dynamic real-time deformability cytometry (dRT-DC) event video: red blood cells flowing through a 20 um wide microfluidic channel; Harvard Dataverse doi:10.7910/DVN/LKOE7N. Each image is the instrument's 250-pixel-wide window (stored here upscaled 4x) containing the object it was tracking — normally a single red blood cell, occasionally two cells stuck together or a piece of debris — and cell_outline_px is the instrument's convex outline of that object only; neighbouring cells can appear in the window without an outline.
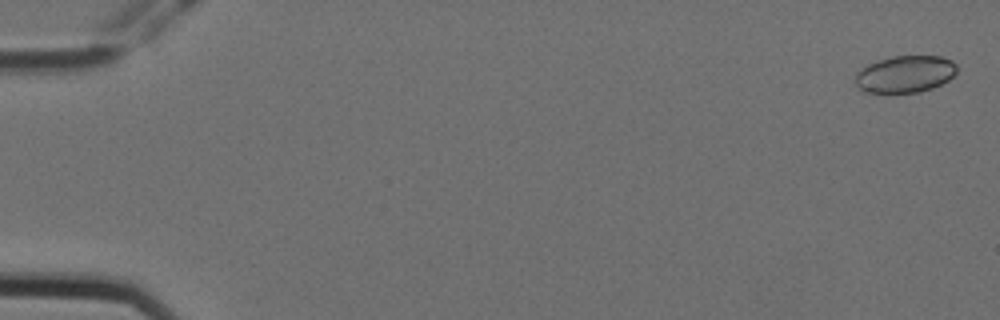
{"species": "Egyptian fruit bat (a non-hibernating species)", "species_latin": "Rousettus aegyptiacus", "temperature_condition": "cold", "stored_images_in_passage": 7, "camera_frame_rate_fps": 3000, "um_per_image_px": 0.085, "animal": {"sex": "female"}, "frame": {"image": 1, "passage_image": 1, "time_ms": 0.0, "image_size_px": [1000, 320], "cell_outline_px": [[956, 72], [948, 80], [932, 88], [920, 92], [864, 92], [856, 84], [856, 72], [868, 64], [892, 56], [940, 56], [952, 60], [956, 64]], "centroid_in_image_um": [76.94, 6.29], "position_along_channel_um": 8.1, "area_um2": 21.68}}
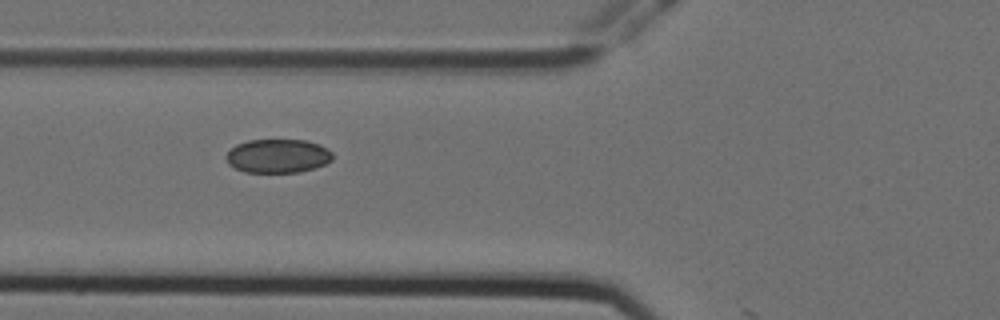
{"frame": {"image": 2, "passage_image": 6, "time_ms": 1.667, "image_size_px": [1000, 320], "cell_outline_px": [[332, 160], [324, 164], [300, 172], [244, 172], [228, 164], [224, 156], [236, 144], [248, 140], [304, 140], [320, 144], [328, 148], [332, 152]], "centroid_in_image_um": [23.6, 13.25], "position_along_channel_um": 102.2, "area_um2": 20.98}}
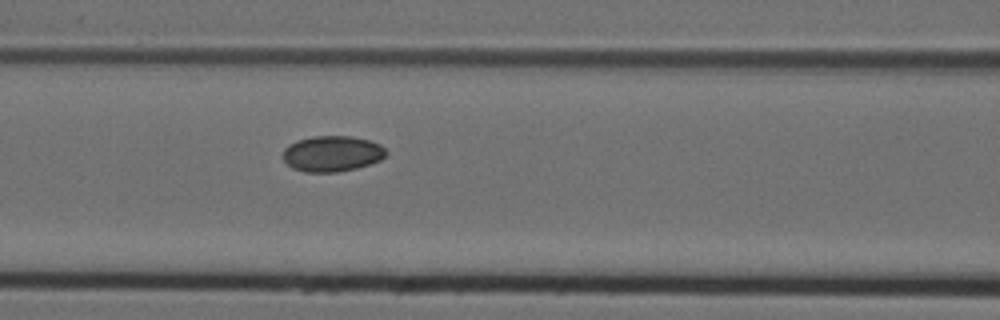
{"frame": {"image": 3, "passage_image": 7, "time_ms": 2.0, "image_size_px": [1000, 320], "cell_outline_px": [[388, 152], [380, 160], [356, 168], [336, 172], [304, 172], [292, 168], [284, 160], [284, 148], [288, 144], [296, 140], [312, 136], [352, 136], [368, 140], [380, 144]], "centroid_in_image_um": [28.21, 13.05], "position_along_channel_um": 138.4, "area_um2": 21.5}}